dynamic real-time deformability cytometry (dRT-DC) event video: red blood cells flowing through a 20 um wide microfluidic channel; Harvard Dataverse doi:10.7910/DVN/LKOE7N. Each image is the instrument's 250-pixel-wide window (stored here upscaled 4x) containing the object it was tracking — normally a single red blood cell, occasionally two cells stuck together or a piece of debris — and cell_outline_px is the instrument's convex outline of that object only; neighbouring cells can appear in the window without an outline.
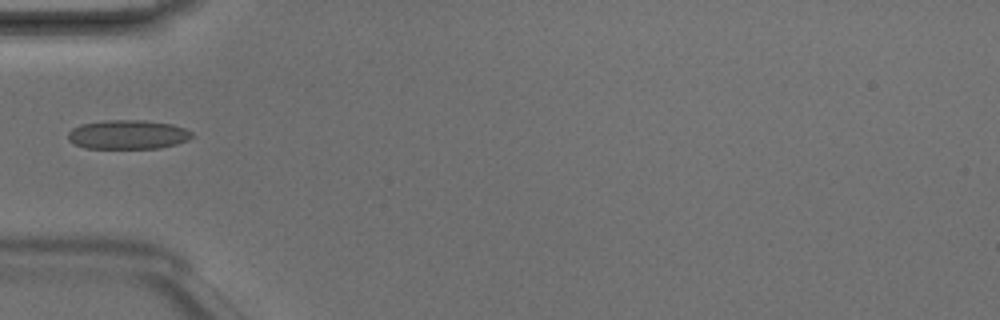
{"species": "Egyptian fruit bat (a non-hibernating species)", "species_latin": "Rousettus aegyptiacus", "temperature_condition": "room temperature", "stored_images_in_passage": 5, "camera_frame_rate_fps": 3000, "um_per_image_px": 0.085, "animal": {"sex": "male"}, "frame": {"image": 1, "passage_image": 5, "time_ms": 1.333, "image_size_px": [1000, 320], "cell_outline_px": [[192, 136], [188, 140], [176, 144], [160, 148], [84, 148], [68, 140], [68, 132], [72, 128], [80, 124], [104, 120], [144, 120], [172, 124], [184, 128], [192, 132]], "centroid_in_image_um": [10.85, 11.43], "position_along_channel_um": 74.1, "area_um2": 21.1}}